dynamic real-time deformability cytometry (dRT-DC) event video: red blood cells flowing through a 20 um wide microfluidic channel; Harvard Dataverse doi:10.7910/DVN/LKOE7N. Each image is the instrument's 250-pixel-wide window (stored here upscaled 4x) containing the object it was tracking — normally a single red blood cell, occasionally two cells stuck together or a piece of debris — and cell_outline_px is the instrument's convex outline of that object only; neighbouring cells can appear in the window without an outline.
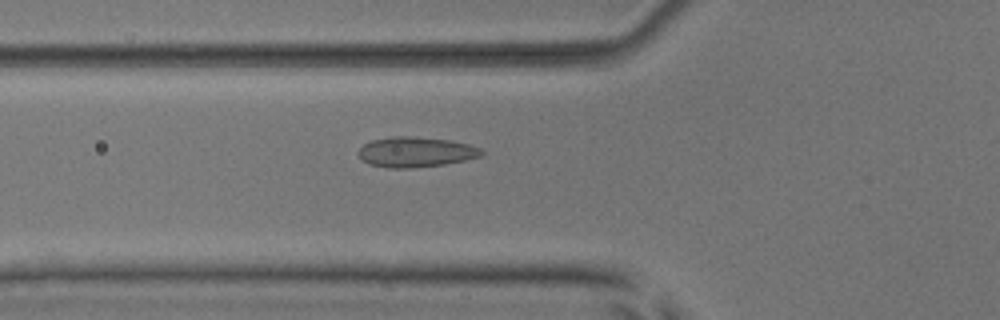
{"species": "common noctule bat (a hibernating species)", "species_latin": "Nyctalus noctula", "temperature_condition": "room temperature", "stored_images_in_passage": 27, "camera_frame_rate_fps": 3000, "um_per_image_px": 0.085, "animal": {"sex": "male", "body_mass_g": 17.9, "forearm_length_mm": 54.2}, "frame": {"image": 1, "passage_image": 8, "time_ms": 2.333, "image_size_px": [1000, 320], "cell_outline_px": [[484, 156], [444, 164], [412, 168], [388, 168], [368, 164], [356, 152], [364, 144], [372, 140], [396, 136], [412, 136], [448, 140], [468, 144], [480, 148], [484, 152]], "centroid_in_image_um": [35.34, 12.92], "position_along_channel_um": 90.5, "area_um2": 21.62}}
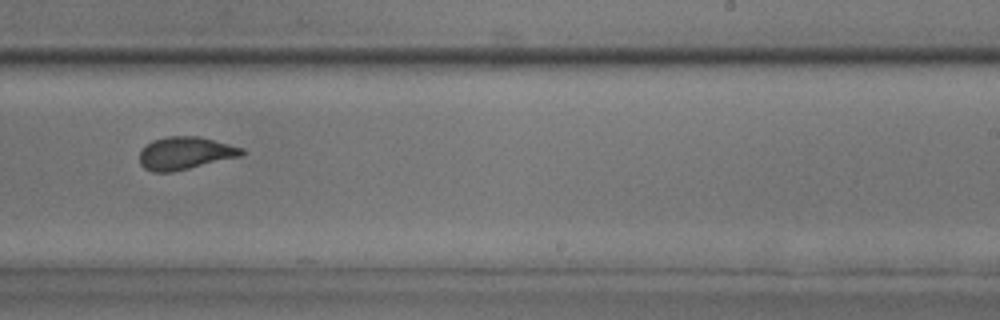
{"frame": {"image": 2, "passage_image": 22, "time_ms": 7.0, "image_size_px": [1000, 320], "cell_outline_px": [[244, 156], [172, 172], [152, 172], [144, 168], [140, 164], [140, 148], [152, 140], [168, 136], [196, 136], [244, 148]], "centroid_in_image_um": [15.73, 13.03], "position_along_channel_um": 273.3, "area_um2": 19.59}}
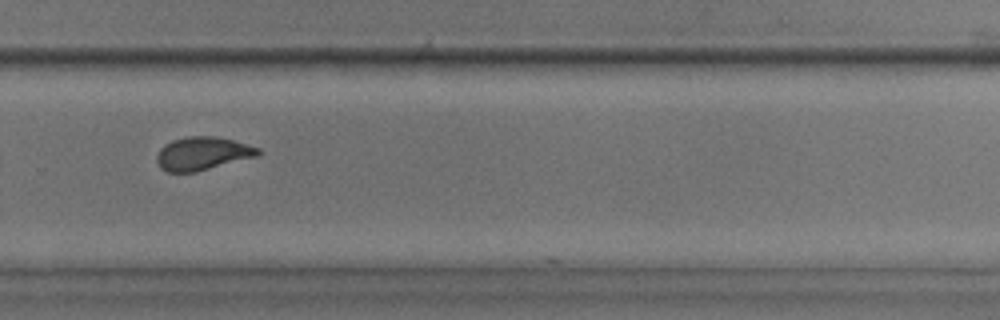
{"frame": {"image": 3, "passage_image": 25, "time_ms": 8.0, "image_size_px": [1000, 320], "cell_outline_px": [[260, 156], [196, 172], [168, 172], [160, 168], [156, 160], [156, 156], [160, 148], [164, 144], [172, 140], [188, 136], [216, 136], [232, 140], [260, 148]], "centroid_in_image_um": [17.21, 13.05], "position_along_channel_um": 312.6, "area_um2": 19.83}}